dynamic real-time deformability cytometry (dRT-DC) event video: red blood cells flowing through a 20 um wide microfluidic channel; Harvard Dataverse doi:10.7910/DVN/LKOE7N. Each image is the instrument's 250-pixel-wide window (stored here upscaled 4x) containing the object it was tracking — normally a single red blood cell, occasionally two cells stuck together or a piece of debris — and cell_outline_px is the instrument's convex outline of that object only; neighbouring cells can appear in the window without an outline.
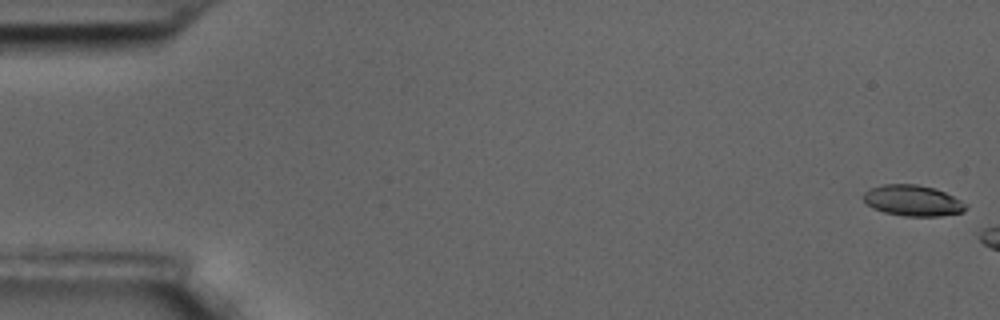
{"species": "common noctule bat (a hibernating species)", "species_latin": "Nyctalus noctula", "temperature_condition": "room temperature", "stored_images_in_passage": 18, "camera_frame_rate_fps": 3000, "um_per_image_px": 0.085, "animal": {"sex": "male", "body_mass_g": 17.5, "forearm_length_mm": 52.3}, "frame": {"image": 1, "passage_image": 1, "time_ms": 0.0, "image_size_px": [1000, 320], "cell_outline_px": [[968, 208], [964, 212], [940, 216], [904, 216], [884, 212], [872, 208], [864, 200], [864, 192], [868, 188], [884, 184], [916, 184], [932, 188], [944, 192], [968, 204]], "centroid_in_image_um": [77.59, 17.05], "position_along_channel_um": 7.4, "area_um2": 18.44}}
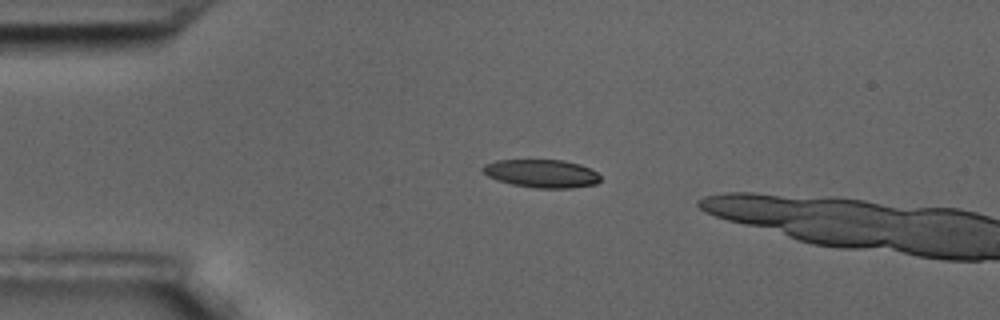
{"frame": {"image": 2, "passage_image": 14, "time_ms": 4.333, "image_size_px": [1000, 320], "cell_outline_px": [[600, 180], [596, 184], [572, 188], [536, 188], [512, 184], [496, 180], [488, 176], [480, 168], [484, 164], [496, 160], [564, 160], [580, 164], [596, 172], [600, 176]], "centroid_in_image_um": [46.02, 14.75], "position_along_channel_um": 39.0, "area_um2": 19.31}}